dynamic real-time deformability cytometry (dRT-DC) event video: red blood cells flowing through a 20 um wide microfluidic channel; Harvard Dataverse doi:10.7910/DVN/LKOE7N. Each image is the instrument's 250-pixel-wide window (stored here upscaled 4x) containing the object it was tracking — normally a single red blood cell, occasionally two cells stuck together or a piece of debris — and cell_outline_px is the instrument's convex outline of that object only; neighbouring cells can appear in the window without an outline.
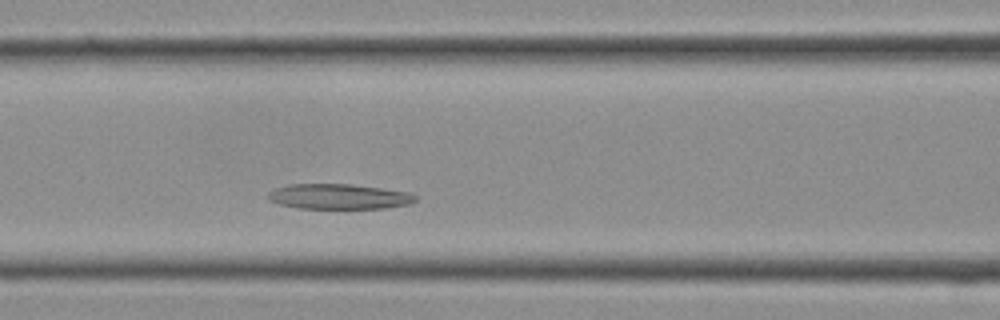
{"species": "Egyptian fruit bat (a non-hibernating species)", "species_latin": "Rousettus aegyptiacus", "temperature_condition": "cold", "stored_images_in_passage": 6, "camera_frame_rate_fps": 3000, "um_per_image_px": 0.085, "frame": {"image": 1, "passage_image": 6, "time_ms": 1.667, "image_size_px": [1000, 320], "cell_outline_px": [[416, 200], [408, 204], [384, 208], [300, 208], [280, 204], [268, 200], [268, 192], [276, 188], [288, 184], [352, 184], [380, 188], [404, 192], [416, 196]], "centroid_in_image_um": [28.74, 16.7], "position_along_channel_um": 137.9, "area_um2": 21.33}}